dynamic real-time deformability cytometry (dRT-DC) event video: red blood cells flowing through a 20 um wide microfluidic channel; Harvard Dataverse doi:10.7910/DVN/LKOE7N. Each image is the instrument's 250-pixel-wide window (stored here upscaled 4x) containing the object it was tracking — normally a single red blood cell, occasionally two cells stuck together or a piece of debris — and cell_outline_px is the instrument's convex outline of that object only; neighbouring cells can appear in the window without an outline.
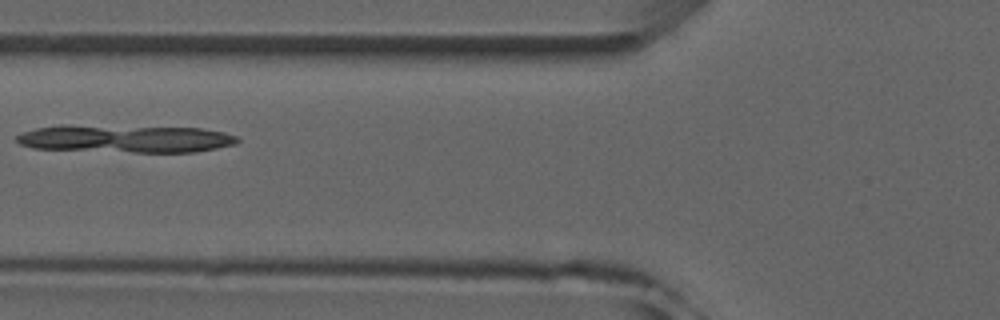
{"species": "common noctule bat (a hibernating species)", "species_latin": "Nyctalus noctula", "temperature_condition": "room temperature", "stored_images_in_passage": 6, "camera_frame_rate_fps": 3000, "um_per_image_px": 0.085, "animal": {"sex": "male", "forearm_length_mm": 52.5}, "frame": {"image": 1, "passage_image": 5, "time_ms": 5.667, "image_size_px": [1000, 320], "cell_outline_px": [[240, 140], [236, 144], [196, 152], [132, 152], [32, 148], [20, 144], [16, 140], [16, 136], [24, 132], [36, 128], [60, 124], [68, 124], [200, 128], [224, 132], [236, 136]], "centroid_in_image_um": [10.65, 11.78], "position_along_channel_um": 115.2, "area_um2": 35.95}}
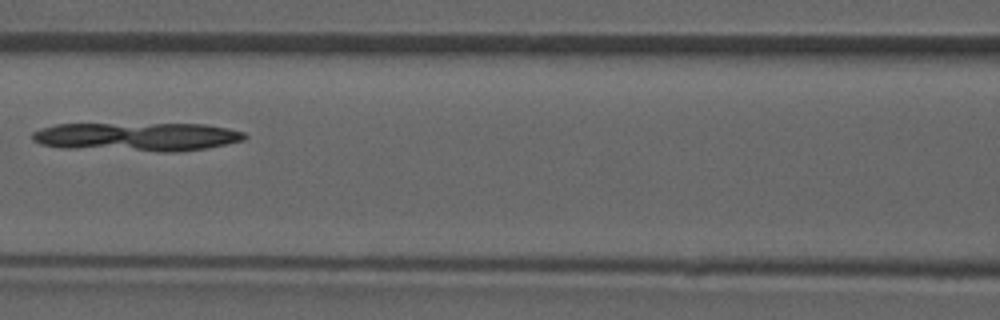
{"frame": {"image": 2, "passage_image": 6, "time_ms": 6.667, "image_size_px": [1000, 320], "cell_outline_px": [[248, 136], [244, 140], [204, 148], [180, 152], [160, 152], [60, 148], [40, 144], [32, 140], [32, 132], [40, 128], [56, 124], [208, 124], [228, 128], [244, 132]], "centroid_in_image_um": [11.61, 11.63], "position_along_channel_um": 155.0, "area_um2": 35.89}}